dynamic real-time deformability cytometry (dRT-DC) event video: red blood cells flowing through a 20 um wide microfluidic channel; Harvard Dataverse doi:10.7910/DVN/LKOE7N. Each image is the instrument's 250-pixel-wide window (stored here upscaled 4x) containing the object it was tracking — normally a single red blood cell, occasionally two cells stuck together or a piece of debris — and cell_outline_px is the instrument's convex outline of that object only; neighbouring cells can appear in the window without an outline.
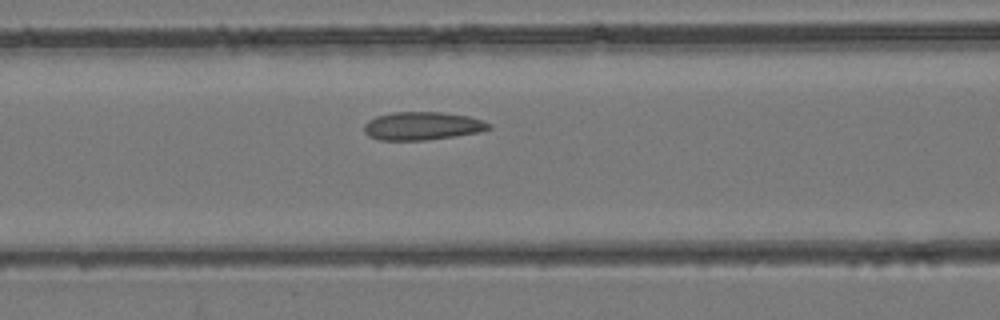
{"species": "common noctule bat (a hibernating species)", "species_latin": "Nyctalus noctula", "temperature_condition": "room temperature", "stored_images_in_passage": 38, "camera_frame_rate_fps": 3000, "um_per_image_px": 0.085, "animal": {"sex": "female", "body_mass_g": 24.6, "forearm_length_mm": 56.2}, "frame": {"image": 1, "passage_image": 14, "time_ms": 4.333, "image_size_px": [1000, 320], "cell_outline_px": [[492, 128], [480, 132], [424, 140], [380, 140], [368, 136], [364, 132], [364, 124], [368, 120], [376, 116], [392, 112], [444, 112], [468, 116], [484, 120], [492, 124]], "centroid_in_image_um": [35.9, 10.69], "position_along_channel_um": 130.7, "area_um2": 20.58}}
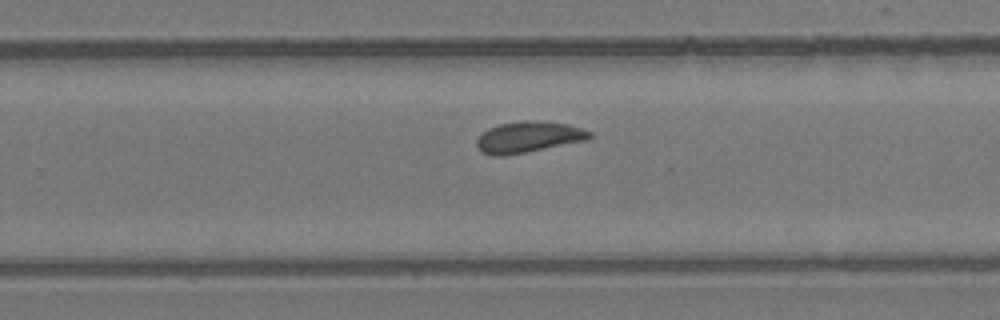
{"frame": {"image": 2, "passage_image": 24, "time_ms": 7.667, "image_size_px": [1000, 320], "cell_outline_px": [[592, 136], [588, 140], [504, 156], [492, 156], [484, 152], [476, 144], [476, 140], [488, 128], [500, 124], [520, 120], [540, 120], [568, 124], [592, 132]], "centroid_in_image_um": [44.94, 11.63], "position_along_channel_um": 284.9, "area_um2": 20.4}}
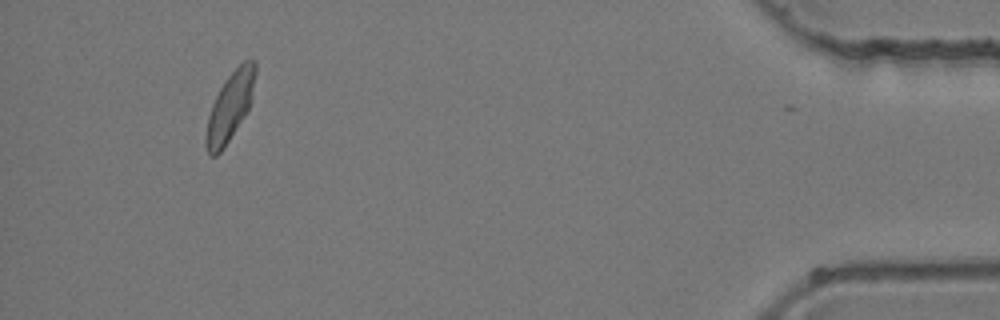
{"frame": {"image": 3, "passage_image": 37, "time_ms": 12.0, "image_size_px": [1000, 320], "cell_outline_px": [[256, 72], [248, 108], [244, 116], [220, 152], [216, 156], [212, 156], [208, 152], [204, 144], [204, 136], [208, 116], [212, 104], [224, 80], [244, 60], [256, 60]], "centroid_in_image_um": [19.51, 9.06], "position_along_channel_um": 415.7, "area_um2": 19.25}}